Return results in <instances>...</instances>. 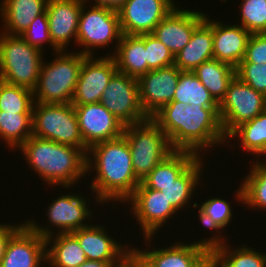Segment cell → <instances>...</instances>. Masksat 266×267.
<instances>
[{"label": "cell", "mask_w": 266, "mask_h": 267, "mask_svg": "<svg viewBox=\"0 0 266 267\" xmlns=\"http://www.w3.org/2000/svg\"><path fill=\"white\" fill-rule=\"evenodd\" d=\"M241 62L266 64V33L251 34Z\"/></svg>", "instance_id": "cell-41"}, {"label": "cell", "mask_w": 266, "mask_h": 267, "mask_svg": "<svg viewBox=\"0 0 266 267\" xmlns=\"http://www.w3.org/2000/svg\"><path fill=\"white\" fill-rule=\"evenodd\" d=\"M111 56L114 58L120 73L138 79L148 72L144 34H123L117 49Z\"/></svg>", "instance_id": "cell-27"}, {"label": "cell", "mask_w": 266, "mask_h": 267, "mask_svg": "<svg viewBox=\"0 0 266 267\" xmlns=\"http://www.w3.org/2000/svg\"><path fill=\"white\" fill-rule=\"evenodd\" d=\"M73 106L80 134L88 148L123 135L124 125L100 102Z\"/></svg>", "instance_id": "cell-15"}, {"label": "cell", "mask_w": 266, "mask_h": 267, "mask_svg": "<svg viewBox=\"0 0 266 267\" xmlns=\"http://www.w3.org/2000/svg\"><path fill=\"white\" fill-rule=\"evenodd\" d=\"M32 136L81 148L86 154L75 108L71 103L45 104L34 102Z\"/></svg>", "instance_id": "cell-7"}, {"label": "cell", "mask_w": 266, "mask_h": 267, "mask_svg": "<svg viewBox=\"0 0 266 267\" xmlns=\"http://www.w3.org/2000/svg\"><path fill=\"white\" fill-rule=\"evenodd\" d=\"M43 52L29 45L20 35L0 33V79L6 83L34 90Z\"/></svg>", "instance_id": "cell-5"}, {"label": "cell", "mask_w": 266, "mask_h": 267, "mask_svg": "<svg viewBox=\"0 0 266 267\" xmlns=\"http://www.w3.org/2000/svg\"><path fill=\"white\" fill-rule=\"evenodd\" d=\"M131 205L132 215L136 217L142 228L144 239L151 242L158 229L173 219L177 211L171 206L165 196L159 191L145 187L140 183L133 194L125 201ZM151 238V239H150Z\"/></svg>", "instance_id": "cell-11"}, {"label": "cell", "mask_w": 266, "mask_h": 267, "mask_svg": "<svg viewBox=\"0 0 266 267\" xmlns=\"http://www.w3.org/2000/svg\"><path fill=\"white\" fill-rule=\"evenodd\" d=\"M176 5L173 0H127L117 11L122 33H152Z\"/></svg>", "instance_id": "cell-13"}, {"label": "cell", "mask_w": 266, "mask_h": 267, "mask_svg": "<svg viewBox=\"0 0 266 267\" xmlns=\"http://www.w3.org/2000/svg\"><path fill=\"white\" fill-rule=\"evenodd\" d=\"M199 157H201V155L199 156L190 151L174 150L161 163H159L141 183L147 188L160 191V186L172 184Z\"/></svg>", "instance_id": "cell-28"}, {"label": "cell", "mask_w": 266, "mask_h": 267, "mask_svg": "<svg viewBox=\"0 0 266 267\" xmlns=\"http://www.w3.org/2000/svg\"><path fill=\"white\" fill-rule=\"evenodd\" d=\"M32 136V113L0 111V138L8 147L19 148Z\"/></svg>", "instance_id": "cell-33"}, {"label": "cell", "mask_w": 266, "mask_h": 267, "mask_svg": "<svg viewBox=\"0 0 266 267\" xmlns=\"http://www.w3.org/2000/svg\"><path fill=\"white\" fill-rule=\"evenodd\" d=\"M78 194H65L61 195L48 206L47 217L51 225L58 227L60 233H72L89 224L84 223L86 219L92 220L93 211L89 210L87 199Z\"/></svg>", "instance_id": "cell-21"}, {"label": "cell", "mask_w": 266, "mask_h": 267, "mask_svg": "<svg viewBox=\"0 0 266 267\" xmlns=\"http://www.w3.org/2000/svg\"><path fill=\"white\" fill-rule=\"evenodd\" d=\"M33 91L0 79V111L33 113Z\"/></svg>", "instance_id": "cell-35"}, {"label": "cell", "mask_w": 266, "mask_h": 267, "mask_svg": "<svg viewBox=\"0 0 266 267\" xmlns=\"http://www.w3.org/2000/svg\"><path fill=\"white\" fill-rule=\"evenodd\" d=\"M22 223L9 238L0 267H41L46 263V239Z\"/></svg>", "instance_id": "cell-17"}, {"label": "cell", "mask_w": 266, "mask_h": 267, "mask_svg": "<svg viewBox=\"0 0 266 267\" xmlns=\"http://www.w3.org/2000/svg\"><path fill=\"white\" fill-rule=\"evenodd\" d=\"M193 73L213 98L220 103L225 97L229 84L236 76V69L213 58L199 65Z\"/></svg>", "instance_id": "cell-29"}, {"label": "cell", "mask_w": 266, "mask_h": 267, "mask_svg": "<svg viewBox=\"0 0 266 267\" xmlns=\"http://www.w3.org/2000/svg\"><path fill=\"white\" fill-rule=\"evenodd\" d=\"M204 267H213L212 263H211V260Z\"/></svg>", "instance_id": "cell-46"}, {"label": "cell", "mask_w": 266, "mask_h": 267, "mask_svg": "<svg viewBox=\"0 0 266 267\" xmlns=\"http://www.w3.org/2000/svg\"><path fill=\"white\" fill-rule=\"evenodd\" d=\"M212 19L204 20L194 29L189 43L174 57V65L181 71L193 72L199 65L213 59Z\"/></svg>", "instance_id": "cell-24"}, {"label": "cell", "mask_w": 266, "mask_h": 267, "mask_svg": "<svg viewBox=\"0 0 266 267\" xmlns=\"http://www.w3.org/2000/svg\"><path fill=\"white\" fill-rule=\"evenodd\" d=\"M265 110L266 96L235 76L229 84L225 97L219 103V117L225 136Z\"/></svg>", "instance_id": "cell-9"}, {"label": "cell", "mask_w": 266, "mask_h": 267, "mask_svg": "<svg viewBox=\"0 0 266 267\" xmlns=\"http://www.w3.org/2000/svg\"><path fill=\"white\" fill-rule=\"evenodd\" d=\"M203 157L198 158L180 177H178L172 184L167 186H160V192L165 196L171 206L180 211L190 204L196 186L202 177L200 173L203 171ZM195 189V190H194ZM189 202V203H188ZM188 203V204H187Z\"/></svg>", "instance_id": "cell-30"}, {"label": "cell", "mask_w": 266, "mask_h": 267, "mask_svg": "<svg viewBox=\"0 0 266 267\" xmlns=\"http://www.w3.org/2000/svg\"><path fill=\"white\" fill-rule=\"evenodd\" d=\"M145 267H204L211 260V244L208 239L193 243H177L166 248L150 250L132 249ZM152 250V251H151Z\"/></svg>", "instance_id": "cell-12"}, {"label": "cell", "mask_w": 266, "mask_h": 267, "mask_svg": "<svg viewBox=\"0 0 266 267\" xmlns=\"http://www.w3.org/2000/svg\"><path fill=\"white\" fill-rule=\"evenodd\" d=\"M136 178L142 180L174 150L166 134L151 119L124 126Z\"/></svg>", "instance_id": "cell-6"}, {"label": "cell", "mask_w": 266, "mask_h": 267, "mask_svg": "<svg viewBox=\"0 0 266 267\" xmlns=\"http://www.w3.org/2000/svg\"><path fill=\"white\" fill-rule=\"evenodd\" d=\"M86 0H48L46 12L53 45L65 51L71 39L77 43L82 5Z\"/></svg>", "instance_id": "cell-19"}, {"label": "cell", "mask_w": 266, "mask_h": 267, "mask_svg": "<svg viewBox=\"0 0 266 267\" xmlns=\"http://www.w3.org/2000/svg\"><path fill=\"white\" fill-rule=\"evenodd\" d=\"M117 71L115 60L111 55L94 58L93 53L92 56H87L83 60L71 104L100 102L109 80Z\"/></svg>", "instance_id": "cell-14"}, {"label": "cell", "mask_w": 266, "mask_h": 267, "mask_svg": "<svg viewBox=\"0 0 266 267\" xmlns=\"http://www.w3.org/2000/svg\"><path fill=\"white\" fill-rule=\"evenodd\" d=\"M100 103L124 126L149 119L140 103L137 79L118 71L109 80Z\"/></svg>", "instance_id": "cell-10"}, {"label": "cell", "mask_w": 266, "mask_h": 267, "mask_svg": "<svg viewBox=\"0 0 266 267\" xmlns=\"http://www.w3.org/2000/svg\"><path fill=\"white\" fill-rule=\"evenodd\" d=\"M114 263H116V262H103V261L87 260L86 262L81 264L79 267H110Z\"/></svg>", "instance_id": "cell-45"}, {"label": "cell", "mask_w": 266, "mask_h": 267, "mask_svg": "<svg viewBox=\"0 0 266 267\" xmlns=\"http://www.w3.org/2000/svg\"><path fill=\"white\" fill-rule=\"evenodd\" d=\"M19 150L30 169L49 186L69 189L87 175L86 153L81 148L31 136Z\"/></svg>", "instance_id": "cell-3"}, {"label": "cell", "mask_w": 266, "mask_h": 267, "mask_svg": "<svg viewBox=\"0 0 266 267\" xmlns=\"http://www.w3.org/2000/svg\"><path fill=\"white\" fill-rule=\"evenodd\" d=\"M213 234L208 242L211 244V263L213 267H266V253L258 252L251 246L240 245L229 249L226 237ZM227 243V245H226ZM264 253V254H263Z\"/></svg>", "instance_id": "cell-25"}, {"label": "cell", "mask_w": 266, "mask_h": 267, "mask_svg": "<svg viewBox=\"0 0 266 267\" xmlns=\"http://www.w3.org/2000/svg\"><path fill=\"white\" fill-rule=\"evenodd\" d=\"M199 207L198 218L204 227L220 232V229L222 231L230 224L233 213L227 200L218 197L209 198Z\"/></svg>", "instance_id": "cell-36"}, {"label": "cell", "mask_w": 266, "mask_h": 267, "mask_svg": "<svg viewBox=\"0 0 266 267\" xmlns=\"http://www.w3.org/2000/svg\"><path fill=\"white\" fill-rule=\"evenodd\" d=\"M148 72L174 65V55L151 33L144 34Z\"/></svg>", "instance_id": "cell-38"}, {"label": "cell", "mask_w": 266, "mask_h": 267, "mask_svg": "<svg viewBox=\"0 0 266 267\" xmlns=\"http://www.w3.org/2000/svg\"><path fill=\"white\" fill-rule=\"evenodd\" d=\"M48 0H3L0 12L8 35H22L34 19L46 11Z\"/></svg>", "instance_id": "cell-26"}, {"label": "cell", "mask_w": 266, "mask_h": 267, "mask_svg": "<svg viewBox=\"0 0 266 267\" xmlns=\"http://www.w3.org/2000/svg\"><path fill=\"white\" fill-rule=\"evenodd\" d=\"M236 76L266 96V64L240 62L236 68Z\"/></svg>", "instance_id": "cell-40"}, {"label": "cell", "mask_w": 266, "mask_h": 267, "mask_svg": "<svg viewBox=\"0 0 266 267\" xmlns=\"http://www.w3.org/2000/svg\"><path fill=\"white\" fill-rule=\"evenodd\" d=\"M180 72L172 65L151 70L137 79L140 103L149 118L172 102Z\"/></svg>", "instance_id": "cell-16"}, {"label": "cell", "mask_w": 266, "mask_h": 267, "mask_svg": "<svg viewBox=\"0 0 266 267\" xmlns=\"http://www.w3.org/2000/svg\"><path fill=\"white\" fill-rule=\"evenodd\" d=\"M151 119L166 134L173 150L200 155L202 150L227 142L221 126L219 107L172 101Z\"/></svg>", "instance_id": "cell-1"}, {"label": "cell", "mask_w": 266, "mask_h": 267, "mask_svg": "<svg viewBox=\"0 0 266 267\" xmlns=\"http://www.w3.org/2000/svg\"><path fill=\"white\" fill-rule=\"evenodd\" d=\"M87 56L80 52H56L52 62H43L36 87L34 102L45 104L71 103L79 79L83 60Z\"/></svg>", "instance_id": "cell-4"}, {"label": "cell", "mask_w": 266, "mask_h": 267, "mask_svg": "<svg viewBox=\"0 0 266 267\" xmlns=\"http://www.w3.org/2000/svg\"><path fill=\"white\" fill-rule=\"evenodd\" d=\"M201 11L183 10L175 7L151 33L174 55L190 41L194 29L204 20Z\"/></svg>", "instance_id": "cell-18"}, {"label": "cell", "mask_w": 266, "mask_h": 267, "mask_svg": "<svg viewBox=\"0 0 266 267\" xmlns=\"http://www.w3.org/2000/svg\"><path fill=\"white\" fill-rule=\"evenodd\" d=\"M102 226L90 224L72 232L85 252L87 260L118 262L130 248L115 241ZM126 249V250H125Z\"/></svg>", "instance_id": "cell-23"}, {"label": "cell", "mask_w": 266, "mask_h": 267, "mask_svg": "<svg viewBox=\"0 0 266 267\" xmlns=\"http://www.w3.org/2000/svg\"><path fill=\"white\" fill-rule=\"evenodd\" d=\"M185 104H198L206 107H219V103L203 86L197 76L190 71H181L173 100Z\"/></svg>", "instance_id": "cell-34"}, {"label": "cell", "mask_w": 266, "mask_h": 267, "mask_svg": "<svg viewBox=\"0 0 266 267\" xmlns=\"http://www.w3.org/2000/svg\"><path fill=\"white\" fill-rule=\"evenodd\" d=\"M20 36L29 45L38 48L42 52L44 51V42L50 44V47H52L53 51H55L54 53L59 52V50L52 43L46 11L38 15L27 28V30Z\"/></svg>", "instance_id": "cell-39"}, {"label": "cell", "mask_w": 266, "mask_h": 267, "mask_svg": "<svg viewBox=\"0 0 266 267\" xmlns=\"http://www.w3.org/2000/svg\"><path fill=\"white\" fill-rule=\"evenodd\" d=\"M110 267H145L141 258L131 249Z\"/></svg>", "instance_id": "cell-43"}, {"label": "cell", "mask_w": 266, "mask_h": 267, "mask_svg": "<svg viewBox=\"0 0 266 267\" xmlns=\"http://www.w3.org/2000/svg\"><path fill=\"white\" fill-rule=\"evenodd\" d=\"M266 161V159H264ZM254 162L251 164V172L245 177L236 196L247 207L266 210V162Z\"/></svg>", "instance_id": "cell-31"}, {"label": "cell", "mask_w": 266, "mask_h": 267, "mask_svg": "<svg viewBox=\"0 0 266 267\" xmlns=\"http://www.w3.org/2000/svg\"><path fill=\"white\" fill-rule=\"evenodd\" d=\"M94 6H101L118 11L127 0H94ZM88 2V0H86Z\"/></svg>", "instance_id": "cell-44"}, {"label": "cell", "mask_w": 266, "mask_h": 267, "mask_svg": "<svg viewBox=\"0 0 266 267\" xmlns=\"http://www.w3.org/2000/svg\"><path fill=\"white\" fill-rule=\"evenodd\" d=\"M86 162L87 172L96 170L89 187L96 192L97 204L110 200L124 203L141 183L134 174L131 151L123 135L91 146Z\"/></svg>", "instance_id": "cell-2"}, {"label": "cell", "mask_w": 266, "mask_h": 267, "mask_svg": "<svg viewBox=\"0 0 266 267\" xmlns=\"http://www.w3.org/2000/svg\"><path fill=\"white\" fill-rule=\"evenodd\" d=\"M213 56L237 68L244 59L250 33L239 24L226 25L212 20Z\"/></svg>", "instance_id": "cell-22"}, {"label": "cell", "mask_w": 266, "mask_h": 267, "mask_svg": "<svg viewBox=\"0 0 266 267\" xmlns=\"http://www.w3.org/2000/svg\"><path fill=\"white\" fill-rule=\"evenodd\" d=\"M86 3L82 5L77 30V45L85 48L83 47L79 52L86 56H92L95 48H105V46L111 45L114 40L117 42L115 43L117 44L116 51L123 35L118 12L94 5L88 9Z\"/></svg>", "instance_id": "cell-8"}, {"label": "cell", "mask_w": 266, "mask_h": 267, "mask_svg": "<svg viewBox=\"0 0 266 267\" xmlns=\"http://www.w3.org/2000/svg\"><path fill=\"white\" fill-rule=\"evenodd\" d=\"M241 25L250 34L266 33V0H242Z\"/></svg>", "instance_id": "cell-37"}, {"label": "cell", "mask_w": 266, "mask_h": 267, "mask_svg": "<svg viewBox=\"0 0 266 267\" xmlns=\"http://www.w3.org/2000/svg\"><path fill=\"white\" fill-rule=\"evenodd\" d=\"M25 222L37 234L46 239V263H49L48 266L79 267L87 261L85 252L72 233H57L56 236H53L55 233L48 226H39L34 220ZM48 246L49 248H47Z\"/></svg>", "instance_id": "cell-20"}, {"label": "cell", "mask_w": 266, "mask_h": 267, "mask_svg": "<svg viewBox=\"0 0 266 267\" xmlns=\"http://www.w3.org/2000/svg\"><path fill=\"white\" fill-rule=\"evenodd\" d=\"M23 224L13 225L10 224H0V263L5 254L6 245L9 238L22 226Z\"/></svg>", "instance_id": "cell-42"}, {"label": "cell", "mask_w": 266, "mask_h": 267, "mask_svg": "<svg viewBox=\"0 0 266 267\" xmlns=\"http://www.w3.org/2000/svg\"><path fill=\"white\" fill-rule=\"evenodd\" d=\"M240 139L242 149L252 154L266 156V110L256 116L254 119L240 124L228 136Z\"/></svg>", "instance_id": "cell-32"}]
</instances>
